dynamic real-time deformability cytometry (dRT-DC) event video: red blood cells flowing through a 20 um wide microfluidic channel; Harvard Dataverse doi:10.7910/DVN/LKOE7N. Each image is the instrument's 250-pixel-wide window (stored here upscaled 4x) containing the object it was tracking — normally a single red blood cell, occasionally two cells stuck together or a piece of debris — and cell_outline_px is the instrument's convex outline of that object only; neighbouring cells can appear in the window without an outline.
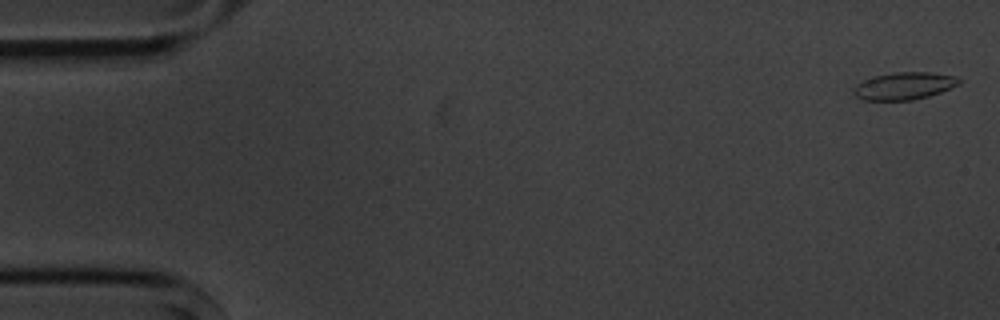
{"species": "common noctule bat (a hibernating species)", "species_latin": "Nyctalus noctula", "temperature_condition": "cold", "stored_images_in_passage": 5, "camera_frame_rate_fps": 3000, "um_per_image_px": 0.085, "animal": {"sex": "male", "body_mass_g": 20.1, "forearm_length_mm": 53.5}, "frame": {"image": 1, "passage_image": 1, "time_ms": 0.0, "image_size_px": [1000, 320], "cell_outline_px": [[960, 84], [940, 92], [928, 96], [912, 100], [864, 100], [856, 96], [852, 92], [852, 88], [856, 84], [864, 80], [876, 76], [896, 72], [928, 72], [952, 76], [960, 80]], "centroid_in_image_um": [76.81, 7.31], "position_along_channel_um": 8.2, "area_um2": 16.59}}
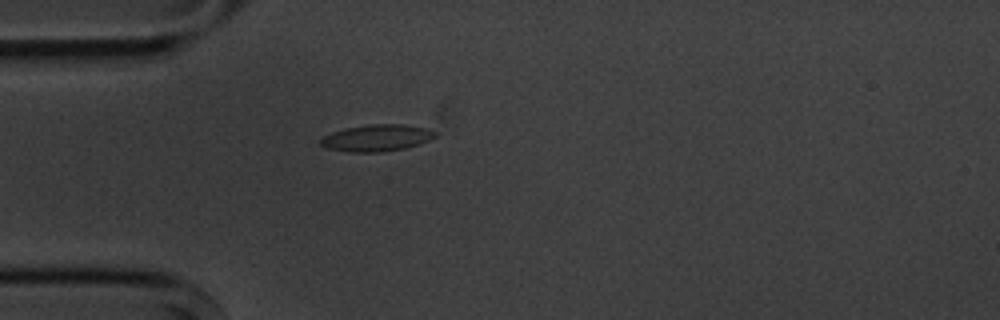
{"frame": {"image": 2, "passage_image": 5, "time_ms": 4.667, "image_size_px": [1000, 320], "cell_outline_px": [[436, 136], [420, 144], [404, 148], [380, 152], [348, 152], [328, 148], [320, 144], [320, 140], [324, 136], [332, 132], [344, 128], [372, 124], [404, 124], [428, 128], [436, 132]], "centroid_in_image_um": [32.03, 11.71], "position_along_channel_um": 53.0, "area_um2": 17.8}}